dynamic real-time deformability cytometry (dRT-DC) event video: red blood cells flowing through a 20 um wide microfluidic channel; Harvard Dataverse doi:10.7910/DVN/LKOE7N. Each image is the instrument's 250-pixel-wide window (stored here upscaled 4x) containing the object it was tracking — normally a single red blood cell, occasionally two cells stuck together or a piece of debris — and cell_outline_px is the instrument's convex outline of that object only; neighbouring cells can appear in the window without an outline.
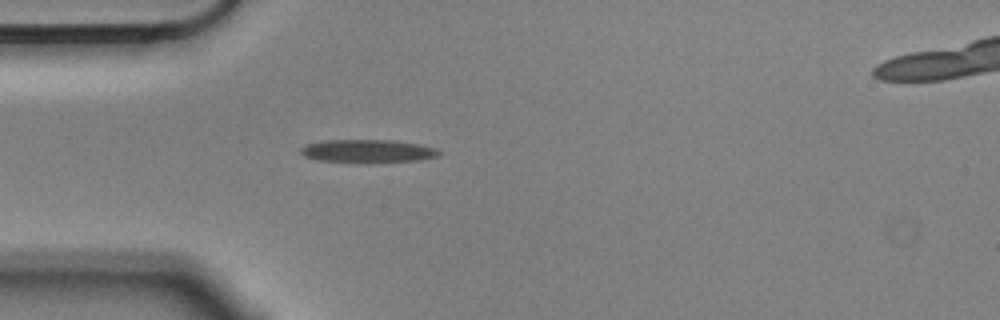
{"species": "Egyptian fruit bat (a non-hibernating species)", "species_latin": "Rousettus aegyptiacus", "temperature_condition": "cold", "stored_images_in_passage": 3, "camera_frame_rate_fps": 3000, "um_per_image_px": 0.085, "animal": {"sex": "male"}, "frame": {"image": 1, "passage_image": 3, "time_ms": 0.667, "image_size_px": [1000, 320], "cell_outline_px": [[440, 156], [420, 160], [368, 164], [316, 160], [304, 156], [300, 152], [300, 148], [308, 144], [324, 140], [392, 140], [420, 144], [436, 148], [440, 152]], "centroid_in_image_um": [31.27, 12.87], "position_along_channel_um": 53.7, "area_um2": 19.13}}